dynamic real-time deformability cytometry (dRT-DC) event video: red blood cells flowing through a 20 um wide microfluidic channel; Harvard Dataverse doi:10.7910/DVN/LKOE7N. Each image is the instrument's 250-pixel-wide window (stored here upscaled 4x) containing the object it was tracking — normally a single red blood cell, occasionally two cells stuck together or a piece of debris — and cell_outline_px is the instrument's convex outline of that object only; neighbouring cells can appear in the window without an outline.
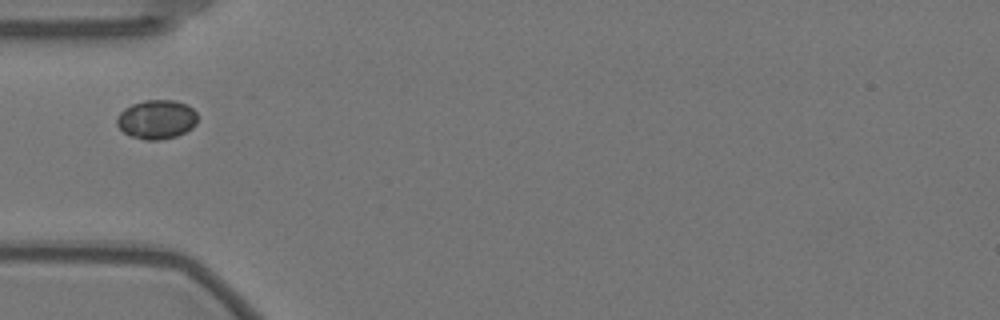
{"species": "Egyptian fruit bat (a non-hibernating species)", "species_latin": "Rousettus aegyptiacus", "temperature_condition": "warm", "stored_images_in_passage": 33, "camera_frame_rate_fps": 3000, "um_per_image_px": 0.085, "animal": {"sex": "female"}, "frame": {"image": 1, "passage_image": 1, "time_ms": 0.0, "image_size_px": [1000, 320], "cell_outline_px": [[196, 124], [192, 128], [176, 136], [160, 140], [144, 140], [128, 136], [116, 124], [116, 120], [120, 112], [124, 108], [132, 104], [144, 100], [176, 100], [192, 108], [196, 112]], "centroid_in_image_um": [13.29, 10.16], "position_along_channel_um": 71.7, "area_um2": 18.44}}
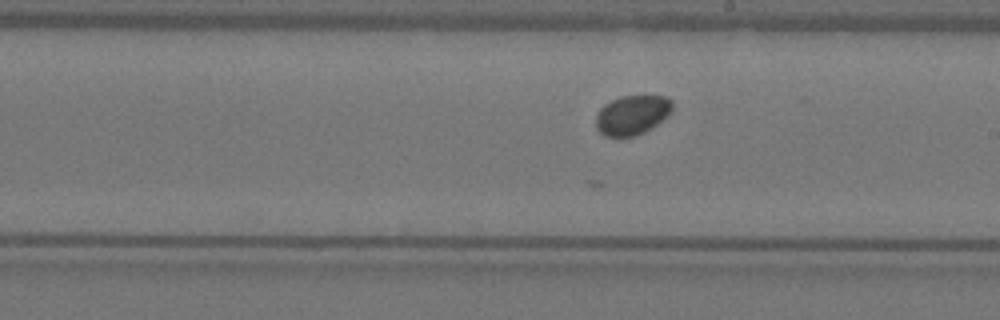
{"frame": {"image": 2, "passage_image": 15, "time_ms": 4.667, "image_size_px": [1000, 320], "cell_outline_px": [[672, 112], [668, 116], [652, 128], [636, 136], [604, 136], [596, 128], [596, 112], [604, 104], [620, 96], [668, 96], [672, 100]], "centroid_in_image_um": [53.74, 9.77], "position_along_channel_um": 235.3, "area_um2": 17.8}}
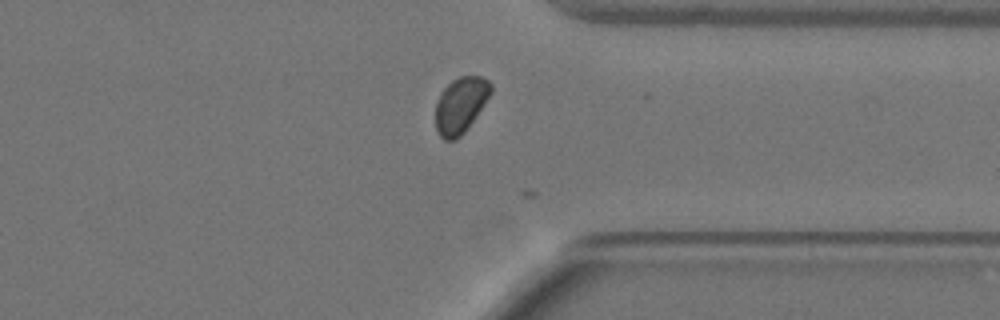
{"frame": {"image": 3, "passage_image": 27, "time_ms": 8.667, "image_size_px": [1000, 320], "cell_outline_px": [[492, 92], [484, 104], [464, 132], [456, 140], [444, 140], [440, 136], [436, 128], [436, 100], [444, 88], [452, 80], [460, 76], [480, 76], [488, 80], [492, 84]], "centroid_in_image_um": [39.14, 8.92], "position_along_channel_um": 372.3, "area_um2": 17.86}}